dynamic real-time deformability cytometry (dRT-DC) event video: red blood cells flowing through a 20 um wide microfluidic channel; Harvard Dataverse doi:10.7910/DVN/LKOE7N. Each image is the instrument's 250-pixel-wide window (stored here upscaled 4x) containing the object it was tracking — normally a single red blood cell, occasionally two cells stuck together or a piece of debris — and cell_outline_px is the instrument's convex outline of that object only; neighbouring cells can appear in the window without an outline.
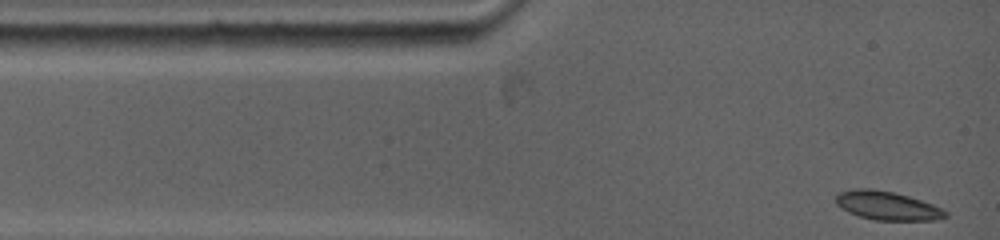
{"species": "common noctule bat (a hibernating species)", "species_latin": "Nyctalus noctula", "temperature_condition": "warm", "stored_images_in_passage": 23, "camera_frame_rate_fps": 5000, "um_per_image_px": 0.085, "animal": {"sex": "female", "body_mass_g": 19.0, "forearm_length_mm": 53.3}, "frame": {"image": 1, "passage_image": 1, "time_ms": 0.0, "image_size_px": [1000, 240], "cell_outline_px": [[948, 216], [936, 220], [876, 220], [860, 216], [848, 212], [836, 204], [836, 196], [840, 192], [856, 188], [872, 188], [892, 192], [908, 196], [944, 208], [948, 212]], "centroid_in_image_um": [75.44, 17.48], "position_along_channel_um": 9.6, "area_um2": 18.26}}
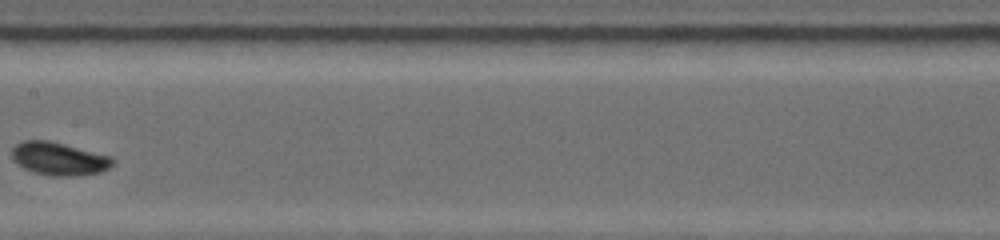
{"frame": {"image": 2, "passage_image": 14, "time_ms": 6.0, "image_size_px": [1000, 240], "cell_outline_px": [[116, 160], [108, 168], [100, 172], [80, 176], [52, 176], [32, 172], [16, 164], [12, 160], [12, 148], [16, 144], [24, 140], [52, 140], [112, 156]], "centroid_in_image_um": [5.01, 13.49], "position_along_channel_um": 202.4, "area_um2": 19.83}}
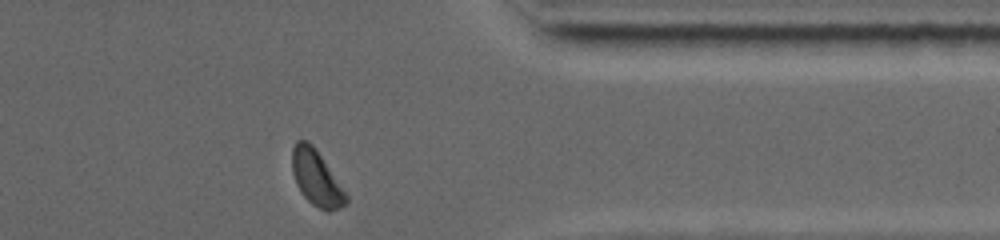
{"frame": {"image": 3, "passage_image": 23, "time_ms": 11.0, "image_size_px": [1000, 240], "cell_outline_px": [[348, 200], [340, 208], [328, 212], [312, 204], [300, 192], [296, 184], [292, 172], [292, 148], [296, 140], [308, 140], [316, 148], [348, 196]], "centroid_in_image_um": [26.87, 15.11], "position_along_channel_um": 384.5, "area_um2": 17.4}, "authors_computed_cell_mechanics": {"area_um2": 18.3804, "velocity_mm_per_s": 3.8729, "shape_relaxation_time_tau1_ms": 2.581, "shape_relaxation_time_tau2_ms": null, "deformation_change_tau1": 0.0943, "deformation_change_tau2": null}}